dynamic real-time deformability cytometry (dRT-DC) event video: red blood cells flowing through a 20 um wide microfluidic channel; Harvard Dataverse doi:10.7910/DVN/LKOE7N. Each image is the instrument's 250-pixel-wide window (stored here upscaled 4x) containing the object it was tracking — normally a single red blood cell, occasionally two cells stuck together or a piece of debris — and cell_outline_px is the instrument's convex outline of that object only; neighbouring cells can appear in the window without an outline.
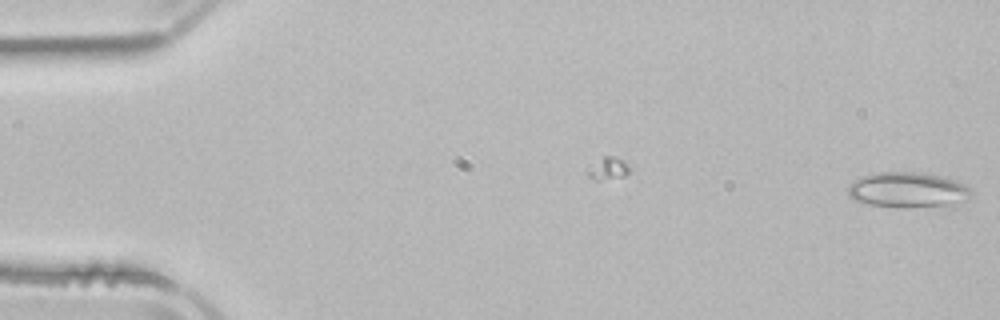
{"species": "common noctule bat (a hibernating species)", "species_latin": "Nyctalus noctula", "temperature_condition": "room temperature", "stored_images_in_passage": 2, "camera_frame_rate_fps": 3000, "um_per_image_px": 0.085, "animal": {"sex": "male", "body_mass_g": 21.5, "forearm_length_mm": 52.0}, "frame": {"image": 1, "passage_image": 2, "time_ms": 1.333, "image_size_px": [1000, 320], "cell_outline_px": [[972, 196], [964, 200], [952, 204], [868, 204], [856, 200], [848, 196], [848, 184], [864, 176], [880, 172], [916, 172], [944, 176], [964, 184], [972, 192]], "centroid_in_image_um": [77.15, 16.08], "position_along_channel_um": 7.8, "area_um2": 23.99}}